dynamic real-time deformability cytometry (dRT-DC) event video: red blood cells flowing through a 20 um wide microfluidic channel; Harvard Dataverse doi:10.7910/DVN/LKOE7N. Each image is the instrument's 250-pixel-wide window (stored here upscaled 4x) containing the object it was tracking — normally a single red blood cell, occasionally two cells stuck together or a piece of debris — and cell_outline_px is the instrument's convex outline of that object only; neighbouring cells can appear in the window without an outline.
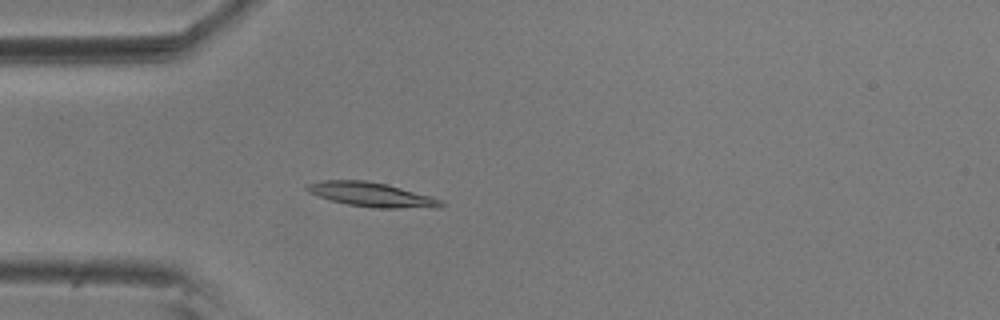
{"species": "common noctule bat (a hibernating species)", "species_latin": "Nyctalus noctula", "temperature_condition": "room temperature", "stored_images_in_passage": 56, "camera_frame_rate_fps": 3000, "um_per_image_px": 0.085, "animal": {"sex": "male", "body_mass_g": 20.5, "forearm_length_mm": 52.5}, "frame": {"image": 1, "passage_image": 16, "time_ms": 5.0, "image_size_px": [1000, 320], "cell_outline_px": [[444, 204], [440, 208], [372, 208], [348, 204], [332, 200], [308, 192], [304, 188], [304, 184], [324, 180], [364, 180], [388, 184], [432, 196], [440, 200]], "centroid_in_image_um": [31.6, 16.54], "position_along_channel_um": 53.4, "area_um2": 19.13}}
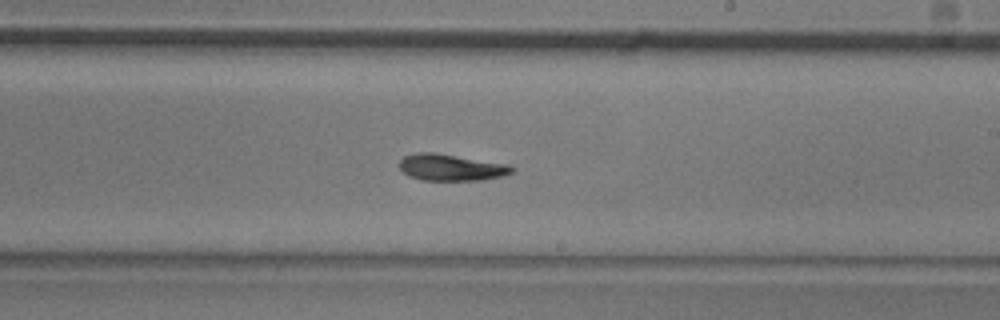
{"frame": {"image": 2, "passage_image": 33, "time_ms": 10.667, "image_size_px": [1000, 320], "cell_outline_px": [[516, 168], [512, 172], [504, 176], [480, 180], [420, 180], [408, 176], [400, 168], [400, 160], [404, 156], [416, 152], [436, 152], [508, 164]], "centroid_in_image_um": [38.35, 14.22], "position_along_channel_um": 250.7, "area_um2": 17.57}}
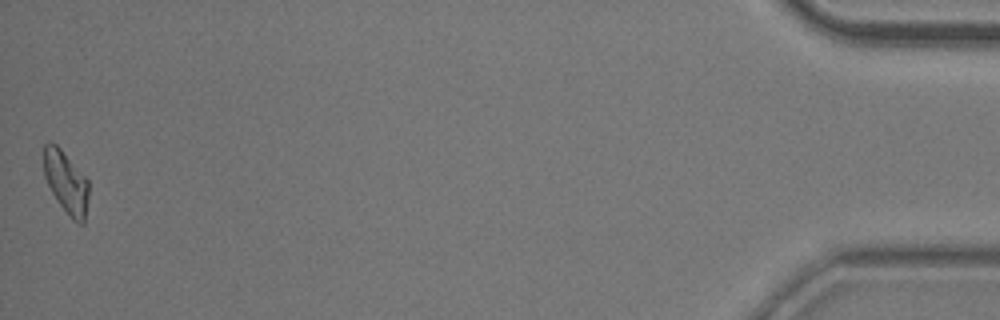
{"frame": {"image": 3, "passage_image": 56, "time_ms": 18.333, "image_size_px": [1000, 320], "cell_outline_px": [[88, 196], [84, 224], [80, 224], [72, 220], [56, 200], [44, 176], [44, 144], [48, 140], [56, 144], [60, 148], [88, 180]], "centroid_in_image_um": [5.6, 15.5], "position_along_channel_um": 429.6, "area_um2": 16.24}}